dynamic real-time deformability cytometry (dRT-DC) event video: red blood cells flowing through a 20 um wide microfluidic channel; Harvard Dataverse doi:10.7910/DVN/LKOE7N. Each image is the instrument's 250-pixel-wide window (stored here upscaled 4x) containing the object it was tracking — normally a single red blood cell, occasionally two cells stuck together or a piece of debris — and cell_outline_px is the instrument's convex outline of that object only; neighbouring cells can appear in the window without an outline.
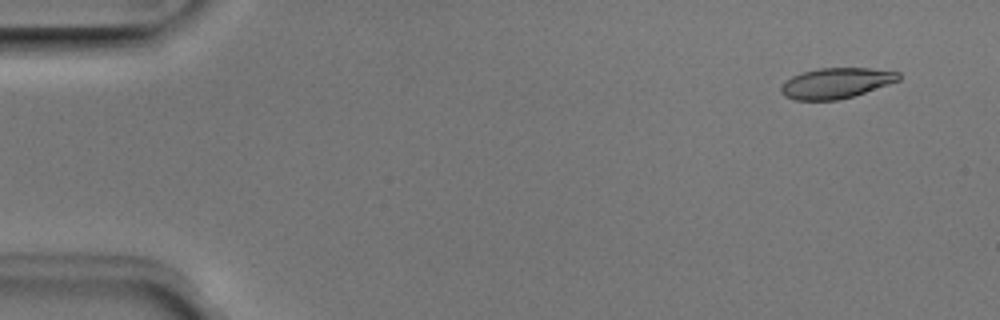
{"species": "Egyptian fruit bat (a non-hibernating species)", "species_latin": "Rousettus aegyptiacus", "temperature_condition": "room temperature", "stored_images_in_passage": 5, "camera_frame_rate_fps": 3000, "um_per_image_px": 0.085, "animal": {"sex": "male"}, "frame": {"image": 1, "passage_image": 2, "time_ms": 0.333, "image_size_px": [1000, 320], "cell_outline_px": [[900, 80], [852, 96], [836, 100], [796, 100], [784, 96], [780, 92], [780, 84], [792, 76], [804, 72], [820, 68], [872, 68], [900, 72]], "centroid_in_image_um": [71.04, 7.06], "position_along_channel_um": 14.0, "area_um2": 20.81}}
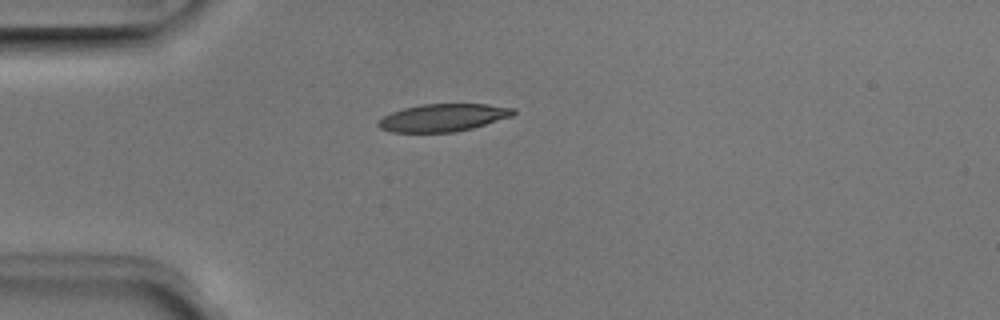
{"frame": {"image": 2, "passage_image": 5, "time_ms": 1.333, "image_size_px": [1000, 320], "cell_outline_px": [[516, 112], [512, 116], [472, 128], [452, 132], [392, 132], [380, 128], [376, 124], [384, 116], [392, 112], [404, 108], [424, 104], [488, 104], [516, 108]], "centroid_in_image_um": [37.69, 9.99], "position_along_channel_um": 47.3, "area_um2": 21.56}}